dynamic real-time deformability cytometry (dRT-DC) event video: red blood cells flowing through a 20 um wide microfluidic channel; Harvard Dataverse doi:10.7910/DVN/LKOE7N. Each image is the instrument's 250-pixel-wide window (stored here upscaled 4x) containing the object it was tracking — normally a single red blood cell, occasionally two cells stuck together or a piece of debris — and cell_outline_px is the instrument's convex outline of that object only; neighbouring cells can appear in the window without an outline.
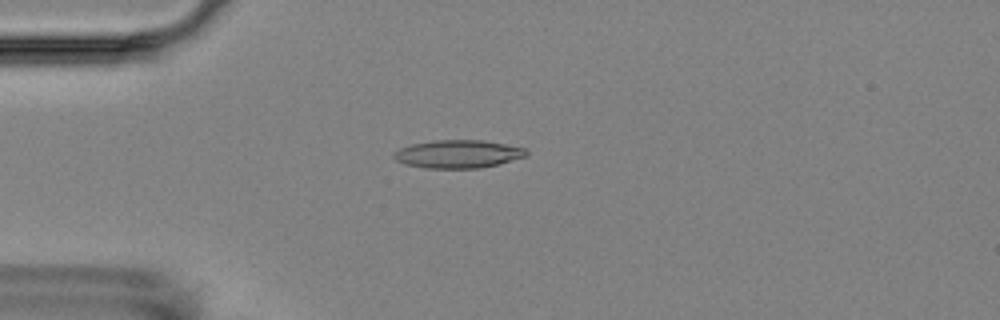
{"species": "Egyptian fruit bat (a non-hibernating species)", "species_latin": "Rousettus aegyptiacus", "temperature_condition": "room temperature", "stored_images_in_passage": 14, "camera_frame_rate_fps": 3000, "um_per_image_px": 0.085, "animal": {"sex": "female"}, "frame": {"image": 1, "passage_image": 3, "time_ms": 3.333, "image_size_px": [1000, 320], "cell_outline_px": [[528, 156], [500, 164], [480, 168], [424, 168], [404, 164], [396, 160], [392, 156], [392, 152], [400, 148], [412, 144], [432, 140], [484, 140], [524, 148], [528, 152]], "centroid_in_image_um": [38.92, 13.09], "position_along_channel_um": 46.1, "area_um2": 21.85}}
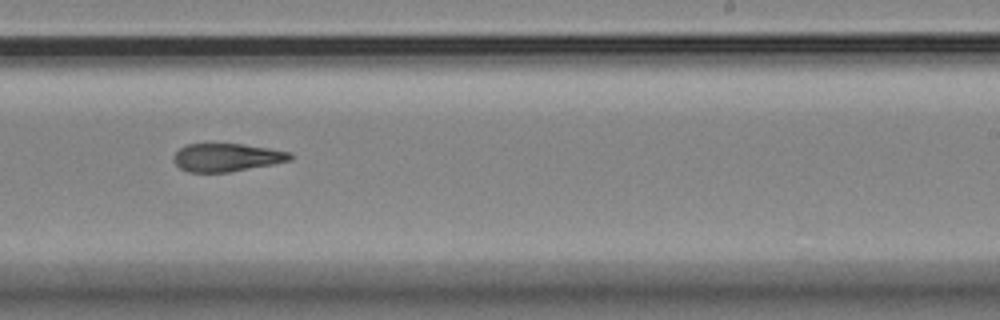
{"frame": {"image": 2, "passage_image": 9, "time_ms": 10.0, "image_size_px": [1000, 320], "cell_outline_px": [[292, 160], [272, 164], [228, 172], [188, 172], [180, 168], [172, 160], [172, 156], [180, 148], [188, 144], [240, 144], [268, 148], [292, 152]], "centroid_in_image_um": [19.25, 13.38], "position_along_channel_um": 269.7, "area_um2": 18.96}}
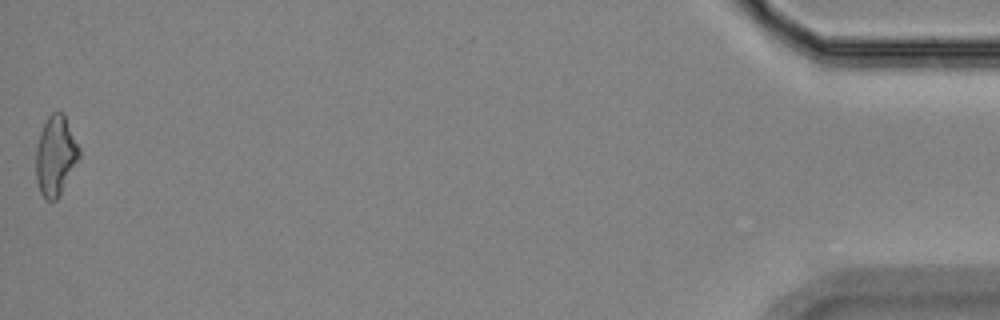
{"frame": {"image": 3, "passage_image": 14, "time_ms": 17.0, "image_size_px": [1000, 320], "cell_outline_px": [[80, 160], [60, 196], [56, 200], [48, 200], [40, 192], [36, 180], [36, 148], [40, 132], [48, 116], [52, 112], [64, 112], [80, 148]], "centroid_in_image_um": [4.75, 13.24], "position_along_channel_um": 430.4, "area_um2": 20.46}, "authors_computed_cell_mechanics": {"area_um2": 19.8832, "velocity_mm_per_s": 3.6078, "shape_relaxation_time_tau1_ms": null, "shape_relaxation_time_tau2_ms": 3.79, "deformation_change_tau1": null, "deformation_change_tau2": 0.1303}}